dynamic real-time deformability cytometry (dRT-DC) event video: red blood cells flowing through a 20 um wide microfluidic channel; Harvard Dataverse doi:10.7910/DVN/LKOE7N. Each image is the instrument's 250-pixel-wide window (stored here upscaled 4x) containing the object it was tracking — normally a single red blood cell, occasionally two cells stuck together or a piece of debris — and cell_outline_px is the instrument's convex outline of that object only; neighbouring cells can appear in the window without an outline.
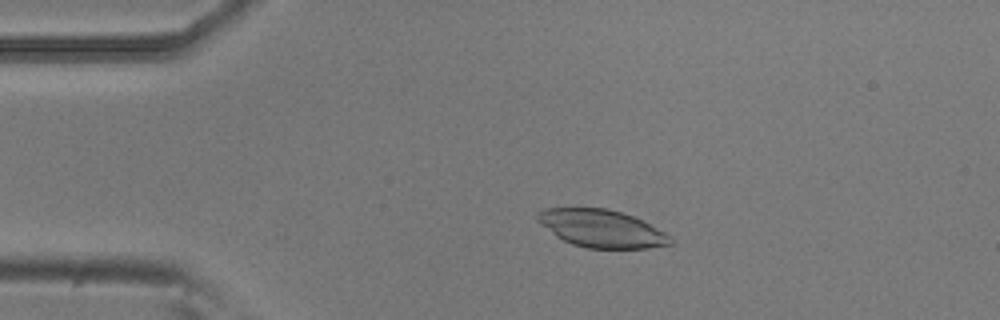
{"species": "common noctule bat (a hibernating species)", "species_latin": "Nyctalus noctula", "temperature_condition": "room temperature", "stored_images_in_passage": 50, "camera_frame_rate_fps": 3000, "um_per_image_px": 0.085, "animal": {"sex": "male", "body_mass_g": 20.5, "forearm_length_mm": 52.5}, "frame": {"image": 1, "passage_image": 8, "time_ms": 2.333, "image_size_px": [1000, 320], "cell_outline_px": [[672, 244], [648, 248], [588, 248], [572, 244], [556, 236], [536, 220], [536, 212], [544, 208], [608, 208], [632, 216], [672, 236]], "centroid_in_image_um": [51.1, 19.42], "position_along_channel_um": 33.9, "area_um2": 28.9}}
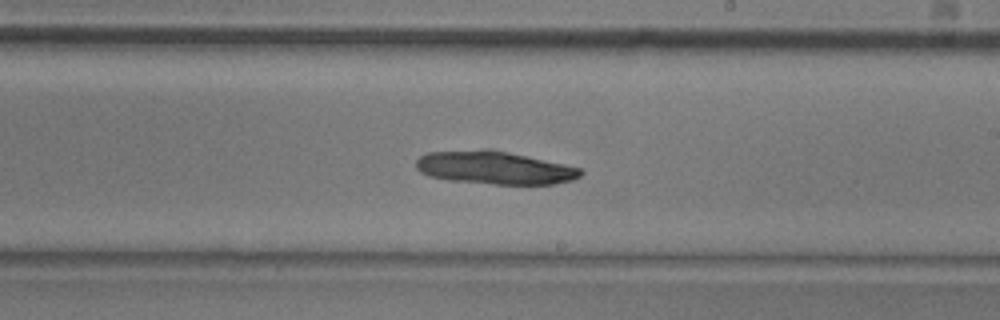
{"frame": {"image": 2, "passage_image": 28, "time_ms": 9.0, "image_size_px": [1000, 320], "cell_outline_px": [[584, 172], [580, 176], [572, 180], [556, 184], [496, 184], [448, 180], [428, 176], [420, 172], [416, 168], [416, 160], [420, 156], [428, 152], [484, 148], [492, 148], [564, 164], [580, 168]], "centroid_in_image_um": [42.01, 14.24], "position_along_channel_um": 247.0, "area_um2": 31.96}}
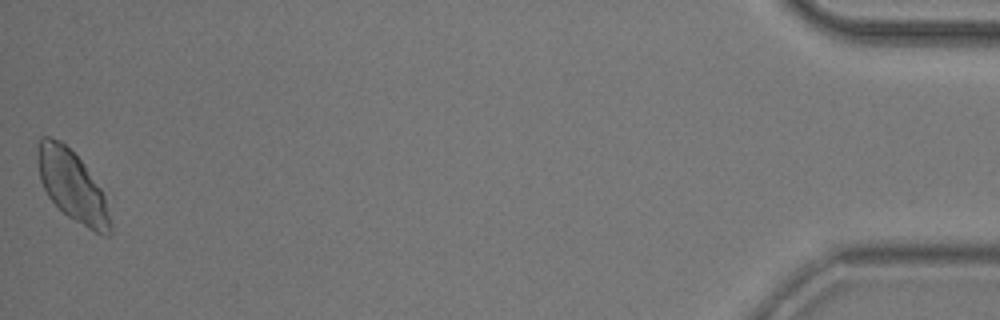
{"frame": {"image": 3, "passage_image": 50, "time_ms": 16.333, "image_size_px": [1000, 320], "cell_outline_px": [[112, 232], [108, 236], [104, 236], [88, 228], [68, 216], [48, 196], [40, 180], [36, 156], [40, 136], [48, 136], [60, 140], [84, 164], [100, 188], [104, 196], [112, 224]], "centroid_in_image_um": [6.13, 15.8], "position_along_channel_um": 429.1, "area_um2": 29.54}}